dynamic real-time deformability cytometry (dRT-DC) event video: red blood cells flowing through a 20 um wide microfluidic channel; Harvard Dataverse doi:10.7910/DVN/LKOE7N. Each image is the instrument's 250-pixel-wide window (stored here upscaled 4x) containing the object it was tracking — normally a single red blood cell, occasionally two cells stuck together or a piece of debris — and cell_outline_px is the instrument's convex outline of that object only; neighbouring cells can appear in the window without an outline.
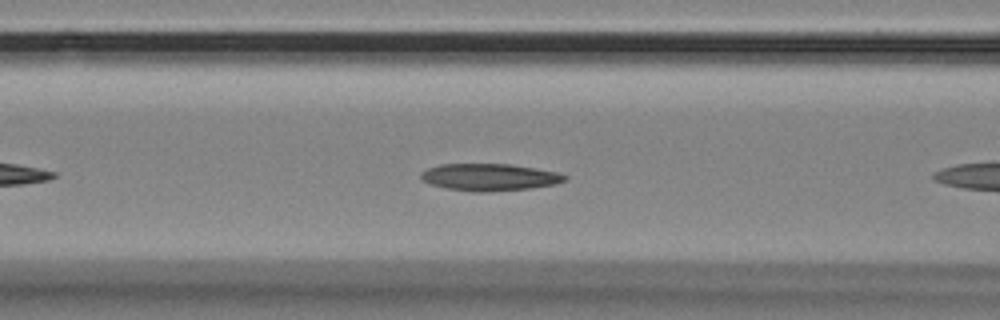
{"species": "Egyptian fruit bat (a non-hibernating species)", "species_latin": "Rousettus aegyptiacus", "temperature_condition": "room temperature", "stored_images_in_passage": 42, "camera_frame_rate_fps": 3000, "um_per_image_px": 0.085, "animal": {"sex": "female"}, "frame": {"image": 1, "passage_image": 7, "time_ms": 2.0, "image_size_px": [1000, 320], "cell_outline_px": [[568, 180], [556, 184], [532, 188], [488, 192], [476, 192], [448, 188], [432, 184], [420, 180], [420, 172], [428, 168], [440, 164], [512, 164], [556, 172], [568, 176]], "centroid_in_image_um": [41.62, 15.06], "position_along_channel_um": 125.0, "area_um2": 22.77}}